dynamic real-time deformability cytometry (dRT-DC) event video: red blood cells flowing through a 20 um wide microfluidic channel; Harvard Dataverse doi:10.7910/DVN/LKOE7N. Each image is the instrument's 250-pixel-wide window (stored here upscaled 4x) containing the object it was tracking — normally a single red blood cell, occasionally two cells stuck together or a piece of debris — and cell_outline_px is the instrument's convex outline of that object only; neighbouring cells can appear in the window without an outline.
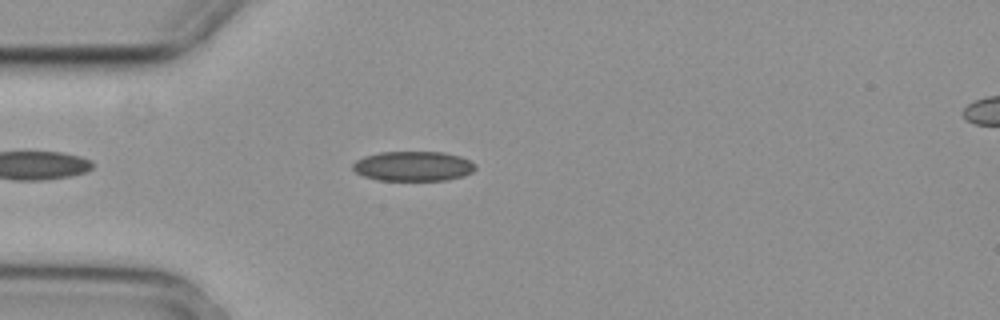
{"species": "common noctule bat (a hibernating species)", "species_latin": "Nyctalus noctula", "temperature_condition": "cold", "stored_images_in_passage": 6, "camera_frame_rate_fps": 3000, "um_per_image_px": 0.085, "animal": {"sex": "female", "body_mass_g": 29.2, "forearm_length_mm": 56.3}, "frame": {"image": 1, "passage_image": 5, "time_ms": 1.333, "image_size_px": [1000, 320], "cell_outline_px": [[476, 168], [472, 172], [464, 176], [448, 180], [380, 180], [364, 176], [356, 172], [352, 168], [352, 164], [356, 160], [364, 156], [380, 152], [444, 152], [460, 156], [476, 164]], "centroid_in_image_um": [35.13, 14.12], "position_along_channel_um": 49.9, "area_um2": 21.33}}